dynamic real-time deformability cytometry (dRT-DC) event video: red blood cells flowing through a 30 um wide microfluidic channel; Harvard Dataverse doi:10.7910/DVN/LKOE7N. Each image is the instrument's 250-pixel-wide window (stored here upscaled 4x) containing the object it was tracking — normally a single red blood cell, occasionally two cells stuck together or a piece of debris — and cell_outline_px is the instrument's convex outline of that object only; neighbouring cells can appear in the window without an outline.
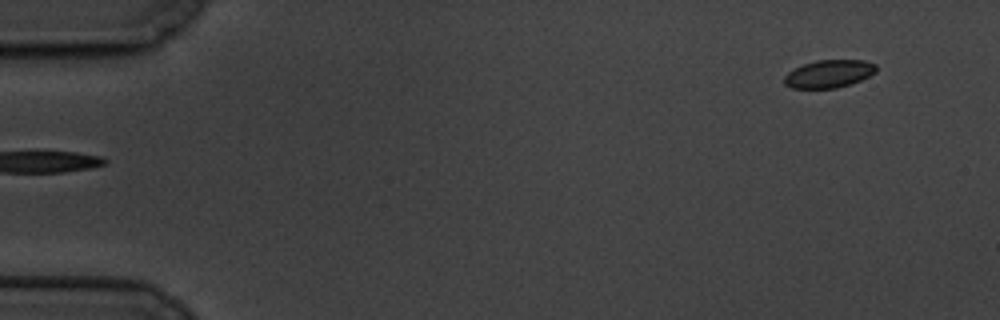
{"species": "common noctule bat (a hibernating species)", "species_latin": "Nyctalus noctula", "temperature_condition": "cold", "stored_images_in_passage": 6, "segment_of_instrument_passage": [2, 2], "camera_frame_rate_fps": 3000, "um_per_image_px": 0.085, "animal": {"sex": "male", "body_mass_g": 19.5, "forearm_length_mm": 54.6}, "frame": {"image": 1, "passage_image": 6, "time_ms": 5.667, "image_size_px": [1000, 320], "cell_outline_px": [[876, 72], [852, 84], [836, 88], [792, 88], [784, 84], [784, 76], [788, 72], [804, 64], [816, 60], [864, 60], [876, 64]], "centroid_in_image_um": [70.46, 6.27], "position_along_channel_um": 14.5, "area_um2": 14.85}}